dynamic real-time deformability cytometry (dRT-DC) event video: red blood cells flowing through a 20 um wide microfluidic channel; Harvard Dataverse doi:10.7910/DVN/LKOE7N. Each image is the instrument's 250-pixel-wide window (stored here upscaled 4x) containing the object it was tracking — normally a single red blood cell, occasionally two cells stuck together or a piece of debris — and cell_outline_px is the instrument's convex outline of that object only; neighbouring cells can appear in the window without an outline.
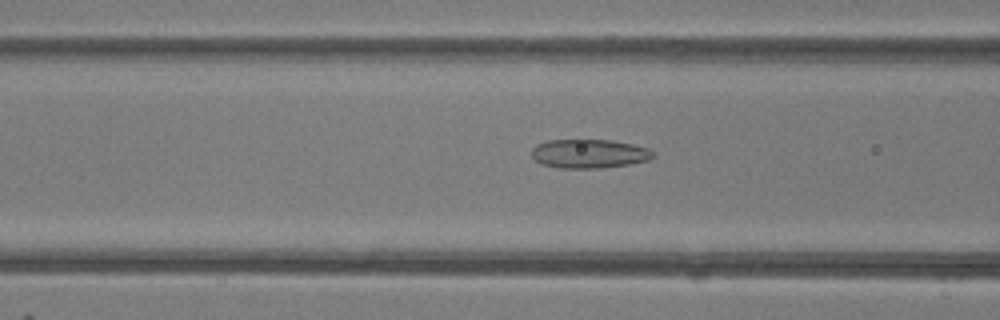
{"species": "common noctule bat (a hibernating species)", "species_latin": "Nyctalus noctula", "temperature_condition": "room temperature", "stored_images_in_passage": 48, "camera_frame_rate_fps": 3000, "um_per_image_px": 0.085, "animal": {"sex": "female"}, "frame": {"image": 1, "passage_image": 19, "time_ms": 6.0, "image_size_px": [1000, 320], "cell_outline_px": [[656, 156], [648, 160], [628, 164], [600, 168], [556, 168], [540, 164], [532, 156], [532, 148], [536, 144], [548, 140], [612, 140], [632, 144], [648, 148]], "centroid_in_image_um": [50.05, 13.06], "position_along_channel_um": 116.6, "area_um2": 20.52}}
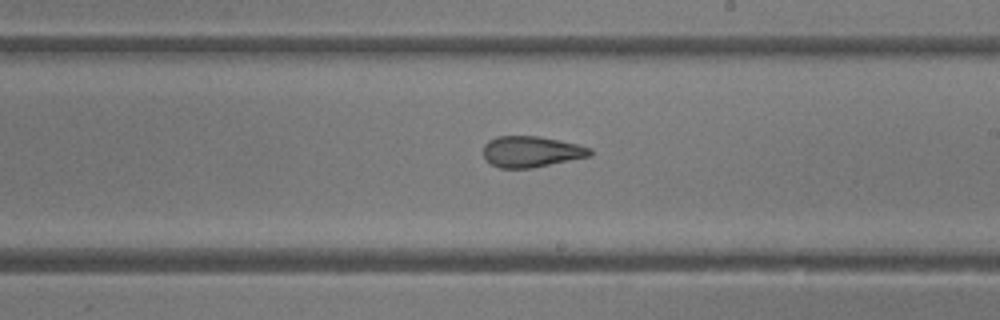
{"frame": {"image": 2, "passage_image": 28, "time_ms": 9.0, "image_size_px": [1000, 320], "cell_outline_px": [[592, 156], [532, 168], [500, 168], [492, 164], [484, 156], [484, 144], [488, 140], [496, 136], [540, 136], [576, 144], [592, 148]], "centroid_in_image_um": [45.17, 12.89], "position_along_channel_um": 243.8, "area_um2": 19.31}}
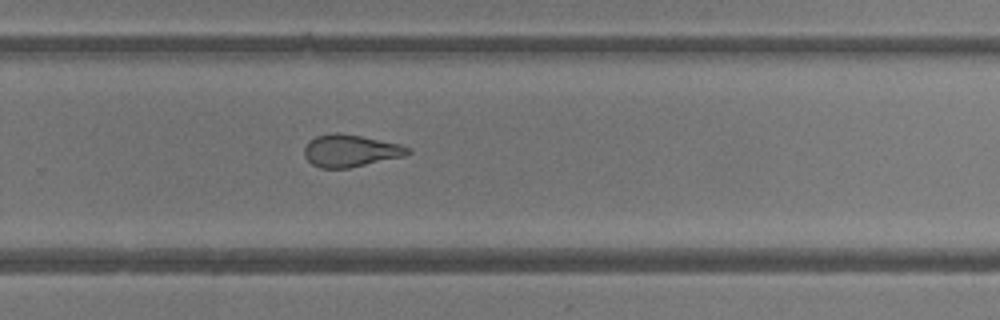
{"frame": {"image": 3, "passage_image": 32, "time_ms": 10.333, "image_size_px": [1000, 320], "cell_outline_px": [[412, 152], [404, 156], [348, 168], [320, 168], [312, 164], [304, 156], [304, 148], [316, 136], [332, 132], [340, 132], [400, 144], [408, 148]], "centroid_in_image_um": [29.77, 12.81], "position_along_channel_um": 300.0, "area_um2": 19.25}, "authors_computed_cell_mechanics": {"area_um2": 21.8773, "velocity_mm_per_s": 4.238, "shape_relaxation_time_tau1_ms": 7.4536, "shape_relaxation_time_tau2_ms": 1.6789, "deformation_change_tau1": 0.1697, "deformation_change_tau2": 0.0909}}